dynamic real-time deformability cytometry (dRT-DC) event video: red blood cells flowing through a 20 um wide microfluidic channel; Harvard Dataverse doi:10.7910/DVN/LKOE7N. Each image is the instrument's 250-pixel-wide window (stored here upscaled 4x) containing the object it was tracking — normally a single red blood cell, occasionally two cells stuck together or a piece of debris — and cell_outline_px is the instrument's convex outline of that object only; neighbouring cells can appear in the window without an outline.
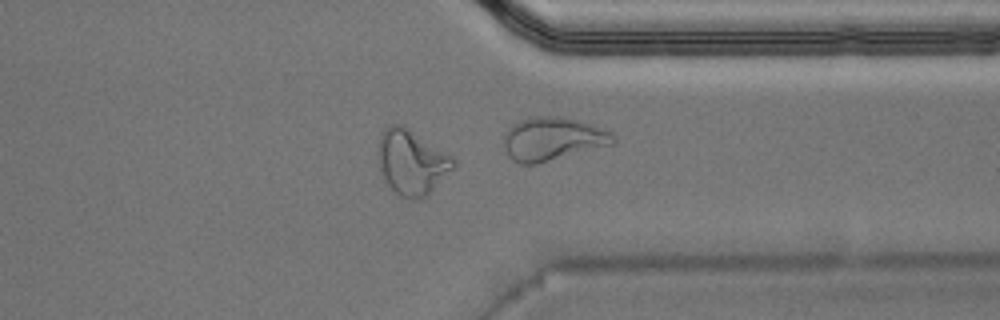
{"species": "Egyptian fruit bat (a non-hibernating species)", "species_latin": "Rousettus aegyptiacus", "temperature_condition": "warm", "stored_images_in_passage": 37, "camera_frame_rate_fps": 3000, "um_per_image_px": 0.085, "animal": {"sex": "male"}, "frame": {"image": 1, "passage_image": 27, "time_ms": 8.667, "image_size_px": [1000, 320], "cell_outline_px": [[456, 164], [420, 200], [412, 200], [400, 196], [384, 184], [380, 172], [376, 156], [376, 152], [380, 136], [384, 128], [388, 124], [400, 124], [408, 128], [452, 156], [456, 160]], "centroid_in_image_um": [34.9, 13.78], "position_along_channel_um": 376.5, "area_um2": 28.55}, "authors_computed_cell_mechanics": {"area_um2": 21.5016, "velocity_mm_per_s": 4.1098, "shape_relaxation_time_tau1_ms": null, "shape_relaxation_time_tau2_ms": 1.5495, "deformation_change_tau1": null, "deformation_change_tau2": 0.1092}}